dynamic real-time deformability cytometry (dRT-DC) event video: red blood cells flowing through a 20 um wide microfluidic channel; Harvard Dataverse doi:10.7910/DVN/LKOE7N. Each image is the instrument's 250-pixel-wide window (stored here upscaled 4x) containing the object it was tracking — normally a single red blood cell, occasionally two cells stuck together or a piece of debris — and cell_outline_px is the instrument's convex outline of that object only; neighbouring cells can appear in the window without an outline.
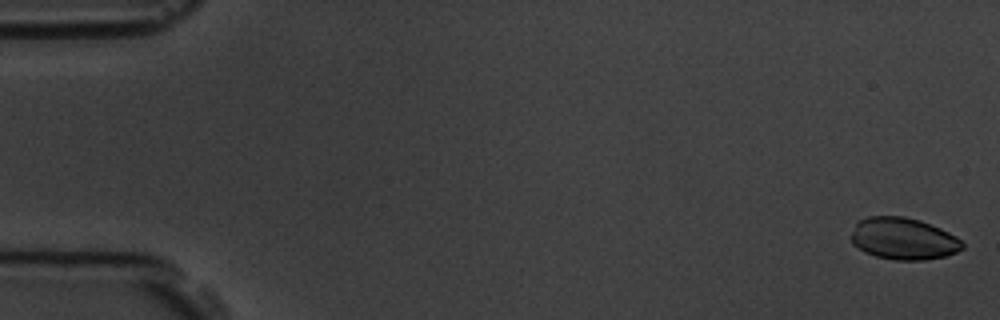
{"species": "common noctule bat (a hibernating species)", "species_latin": "Nyctalus noctula", "temperature_condition": "room temperature", "stored_images_in_passage": 7, "camera_frame_rate_fps": 3000, "um_per_image_px": 0.085, "animal": {"sex": "male", "body_mass_g": 19.5, "forearm_length_mm": 54.6}, "frame": {"image": 1, "passage_image": 1, "time_ms": 0.0, "image_size_px": [1000, 320], "cell_outline_px": [[964, 248], [956, 252], [944, 256], [924, 260], [896, 260], [876, 256], [864, 252], [852, 244], [852, 232], [856, 224], [860, 220], [868, 216], [904, 216], [920, 220], [940, 228], [956, 236], [964, 244]], "centroid_in_image_um": [76.79, 20.29], "position_along_channel_um": 8.2, "area_um2": 27.11}}
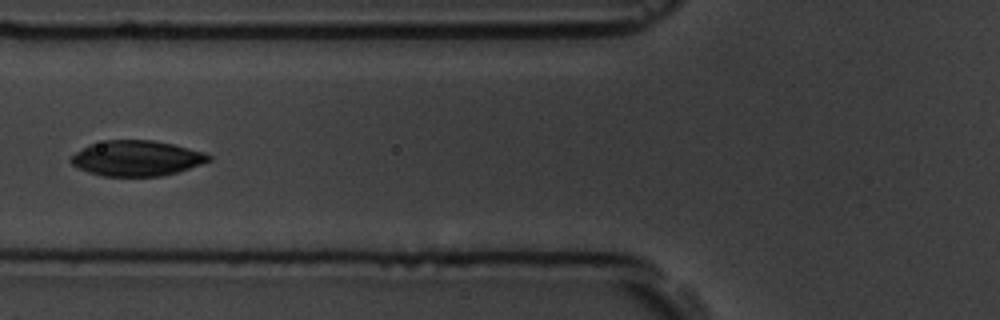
{"frame": {"image": 2, "passage_image": 6, "time_ms": 6.667, "image_size_px": [1000, 320], "cell_outline_px": [[212, 160], [164, 176], [104, 176], [88, 172], [72, 164], [68, 160], [76, 152], [88, 144], [104, 140], [152, 140], [172, 144], [204, 152], [212, 156]], "centroid_in_image_um": [11.6, 13.45], "position_along_channel_um": 114.2, "area_um2": 28.32}}
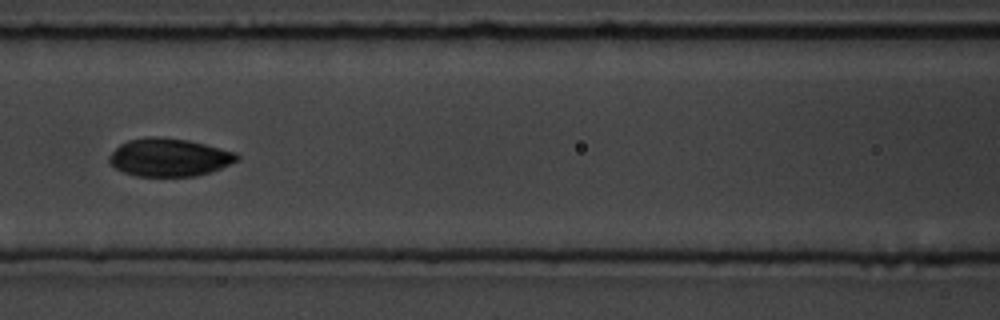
{"frame": {"image": 3, "passage_image": 7, "time_ms": 7.667, "image_size_px": [1000, 320], "cell_outline_px": [[240, 160], [220, 168], [196, 176], [136, 176], [124, 172], [116, 168], [108, 160], [108, 156], [120, 144], [128, 140], [148, 136], [156, 136], [188, 140], [236, 152], [240, 156]], "centroid_in_image_um": [14.38, 13.37], "position_along_channel_um": 152.2, "area_um2": 28.21}}